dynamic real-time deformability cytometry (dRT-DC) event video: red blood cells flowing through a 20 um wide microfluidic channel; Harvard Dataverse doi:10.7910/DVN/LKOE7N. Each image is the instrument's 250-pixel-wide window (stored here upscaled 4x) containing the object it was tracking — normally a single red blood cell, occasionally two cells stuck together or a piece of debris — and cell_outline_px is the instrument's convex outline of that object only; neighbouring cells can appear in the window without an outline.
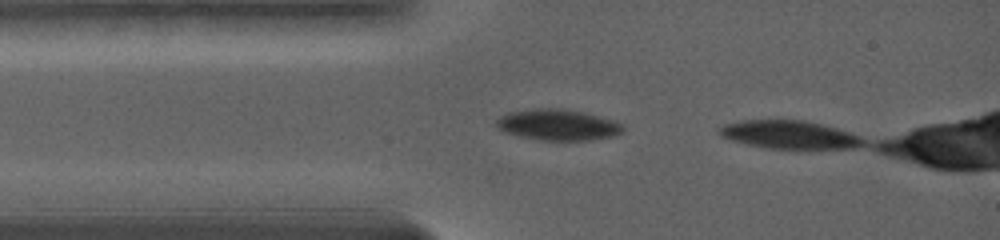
{"species": "common noctule bat (a hibernating species)", "species_latin": "Nyctalus noctula", "temperature_condition": "warm", "stored_images_in_passage": 2, "camera_frame_rate_fps": 5000, "um_per_image_px": 0.085, "animal": {"sex": "female", "body_mass_g": 19.0, "forearm_length_mm": 56.7}, "frame": {"image": 1, "passage_image": 1, "time_ms": 0.0, "image_size_px": [1000, 240], "cell_outline_px": [[624, 128], [620, 132], [612, 136], [588, 140], [540, 140], [520, 136], [508, 132], [500, 128], [496, 124], [496, 120], [500, 116], [508, 112], [536, 108], [560, 108], [580, 112], [612, 120], [620, 124]], "centroid_in_image_um": [47.37, 10.6], "position_along_channel_um": 37.6, "area_um2": 22.31}}